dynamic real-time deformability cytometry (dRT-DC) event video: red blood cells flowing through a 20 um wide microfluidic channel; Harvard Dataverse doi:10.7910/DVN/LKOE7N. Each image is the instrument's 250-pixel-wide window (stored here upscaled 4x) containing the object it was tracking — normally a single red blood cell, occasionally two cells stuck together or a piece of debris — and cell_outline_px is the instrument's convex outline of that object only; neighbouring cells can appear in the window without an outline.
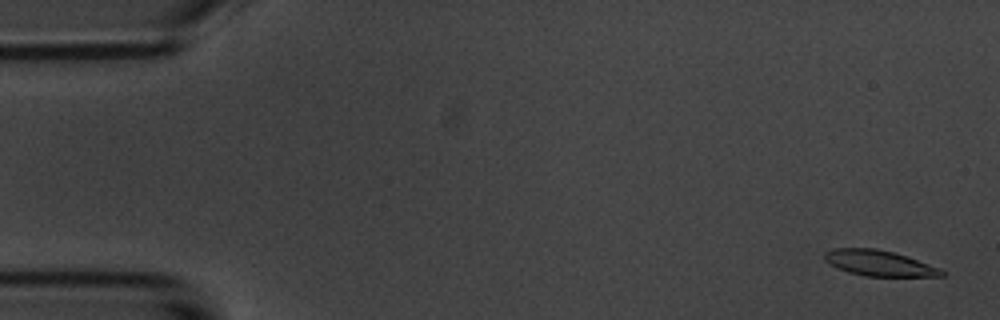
{"species": "common noctule bat (a hibernating species)", "species_latin": "Nyctalus noctula", "temperature_condition": "room temperature", "stored_images_in_passage": 4, "camera_frame_rate_fps": 3000, "um_per_image_px": 0.085, "animal": {"sex": "male", "body_mass_g": 20.1, "forearm_length_mm": 53.5}, "frame": {"image": 1, "passage_image": 1, "time_ms": 0.0, "image_size_px": [1000, 320], "cell_outline_px": [[948, 272], [944, 276], [864, 276], [848, 272], [836, 268], [824, 260], [824, 252], [832, 248], [876, 248], [908, 256], [940, 268]], "centroid_in_image_um": [74.73, 22.36], "position_along_channel_um": 10.3, "area_um2": 17.69}}
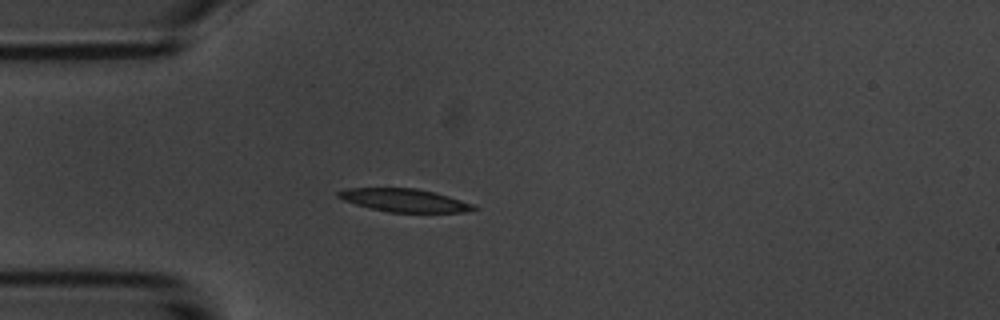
{"frame": {"image": 2, "passage_image": 4, "time_ms": 4.333, "image_size_px": [1000, 320], "cell_outline_px": [[480, 208], [464, 212], [388, 212], [356, 204], [344, 200], [336, 196], [336, 192], [344, 188], [416, 188], [436, 192], [476, 204]], "centroid_in_image_um": [34.42, 17.02], "position_along_channel_um": 50.6, "area_um2": 18.32}}